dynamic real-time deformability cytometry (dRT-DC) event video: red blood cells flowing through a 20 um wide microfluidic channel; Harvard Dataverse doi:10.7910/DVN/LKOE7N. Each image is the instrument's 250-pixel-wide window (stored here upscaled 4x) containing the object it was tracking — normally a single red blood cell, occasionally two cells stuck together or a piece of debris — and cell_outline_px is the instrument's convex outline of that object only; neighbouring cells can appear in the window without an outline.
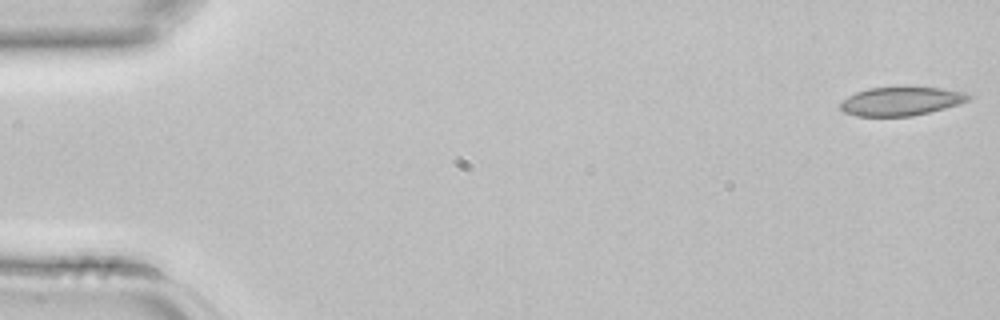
{"species": "common noctule bat (a hibernating species)", "species_latin": "Nyctalus noctula", "temperature_condition": "room temperature", "stored_images_in_passage": 4, "camera_frame_rate_fps": 3000, "um_per_image_px": 0.085, "animal": {"sex": "female", "body_mass_g": 22.7, "forearm_length_mm": 54.2}, "frame": {"image": 1, "passage_image": 1, "time_ms": 0.0, "image_size_px": [1000, 320], "cell_outline_px": [[972, 96], [968, 100], [960, 104], [912, 116], [860, 116], [844, 112], [840, 108], [840, 104], [848, 96], [856, 92], [868, 88], [904, 84], [908, 84], [944, 88], [964, 92]], "centroid_in_image_um": [76.62, 8.54], "position_along_channel_um": 8.4, "area_um2": 22.2}}
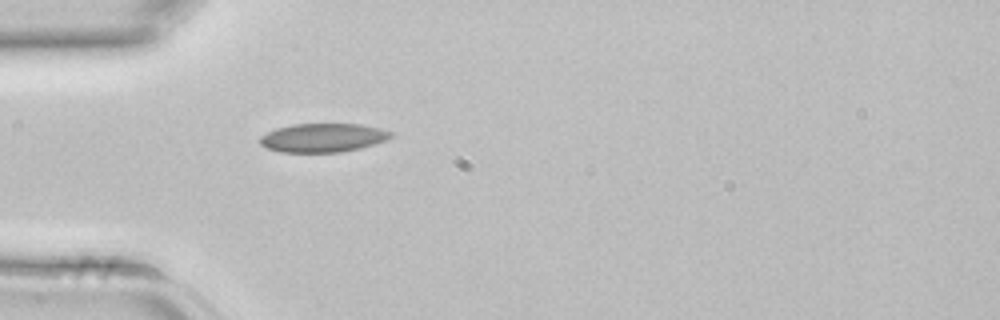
{"frame": {"image": 2, "passage_image": 4, "time_ms": 1.0, "image_size_px": [1000, 320], "cell_outline_px": [[396, 136], [360, 148], [340, 152], [280, 152], [264, 148], [260, 144], [260, 136], [276, 128], [292, 124], [360, 124], [380, 128], [396, 132]], "centroid_in_image_um": [27.46, 11.7], "position_along_channel_um": 57.5, "area_um2": 22.08}}